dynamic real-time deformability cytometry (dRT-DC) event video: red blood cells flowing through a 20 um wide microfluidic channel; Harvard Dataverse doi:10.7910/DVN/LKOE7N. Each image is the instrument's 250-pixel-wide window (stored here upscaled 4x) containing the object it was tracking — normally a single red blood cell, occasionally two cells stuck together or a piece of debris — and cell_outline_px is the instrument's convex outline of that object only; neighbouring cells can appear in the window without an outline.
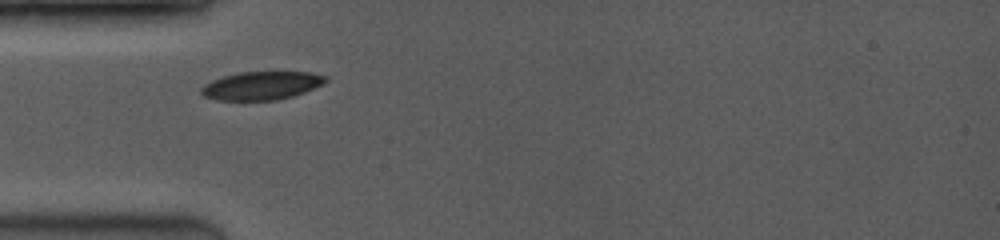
{"species": "common noctule bat (a hibernating species)", "species_latin": "Nyctalus noctula", "temperature_condition": "room temperature", "stored_images_in_passage": 4, "camera_frame_rate_fps": 3500, "um_per_image_px": 0.085, "animal": {"sex": "female", "body_mass_g": 19.0, "forearm_length_mm": 53.3}, "frame": {"image": 1, "passage_image": 1, "time_ms": 0.0, "image_size_px": [1000, 240], "cell_outline_px": [[328, 80], [324, 84], [304, 92], [292, 96], [276, 100], [216, 100], [204, 96], [200, 92], [200, 88], [204, 84], [212, 80], [236, 72], [312, 72], [324, 76]], "centroid_in_image_um": [22.21, 7.27], "position_along_channel_um": 62.8, "area_um2": 20.52}}
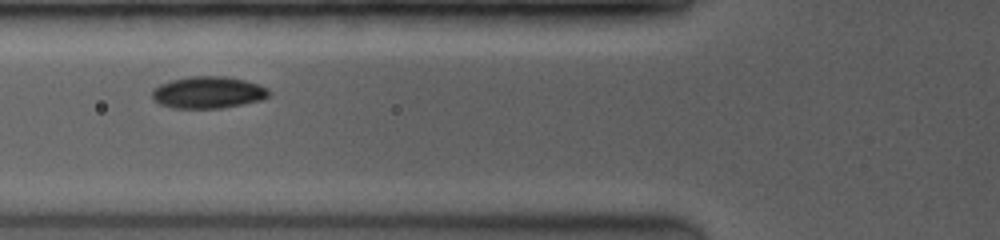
{"frame": {"image": 2, "passage_image": 2, "time_ms": 1.143, "image_size_px": [1000, 240], "cell_outline_px": [[272, 92], [268, 96], [260, 100], [220, 108], [172, 108], [160, 104], [152, 100], [152, 88], [168, 80], [188, 76], [224, 76], [244, 80], [268, 88]], "centroid_in_image_um": [17.63, 7.85], "position_along_channel_um": 108.2, "area_um2": 21.79}}
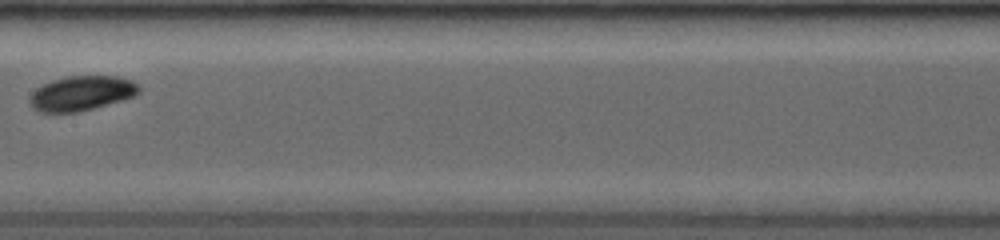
{"frame": {"image": 3, "passage_image": 4, "time_ms": 3.429, "image_size_px": [1000, 240], "cell_outline_px": [[140, 92], [136, 96], [92, 108], [76, 112], [40, 112], [32, 108], [28, 100], [32, 92], [36, 88], [52, 80], [64, 76], [120, 76], [132, 80], [140, 84]], "centroid_in_image_um": [6.95, 7.91], "position_along_channel_um": 200.5, "area_um2": 22.25}}